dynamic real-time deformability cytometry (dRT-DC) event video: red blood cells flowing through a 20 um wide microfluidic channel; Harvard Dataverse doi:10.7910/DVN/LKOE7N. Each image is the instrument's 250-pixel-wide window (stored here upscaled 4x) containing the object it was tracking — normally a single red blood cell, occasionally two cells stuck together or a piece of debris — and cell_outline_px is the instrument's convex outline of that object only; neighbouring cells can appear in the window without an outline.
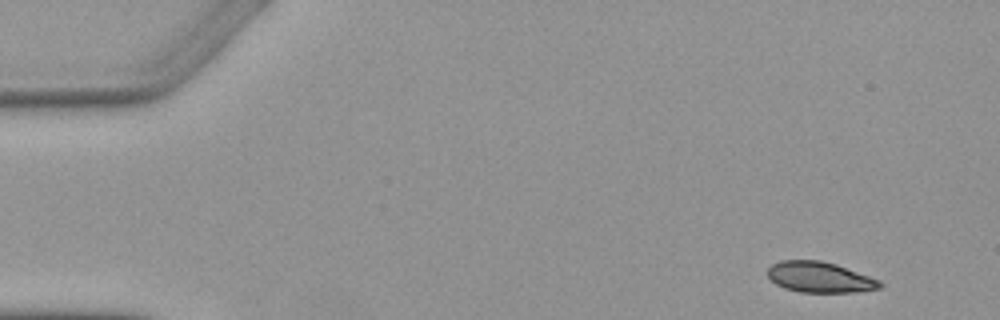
{"species": "Egyptian fruit bat (a non-hibernating species)", "species_latin": "Rousettus aegyptiacus", "temperature_condition": "warm", "stored_images_in_passage": 6, "camera_frame_rate_fps": 3000, "um_per_image_px": 0.085, "animal": {"sex": "female"}, "frame": {"image": 1, "passage_image": 1, "time_ms": 0.0, "image_size_px": [1000, 320], "cell_outline_px": [[884, 284], [880, 288], [852, 292], [800, 292], [784, 288], [776, 284], [768, 276], [768, 268], [772, 264], [780, 260], [820, 260], [836, 264], [880, 280]], "centroid_in_image_um": [69.67, 23.56], "position_along_channel_um": 15.3, "area_um2": 20.0}}
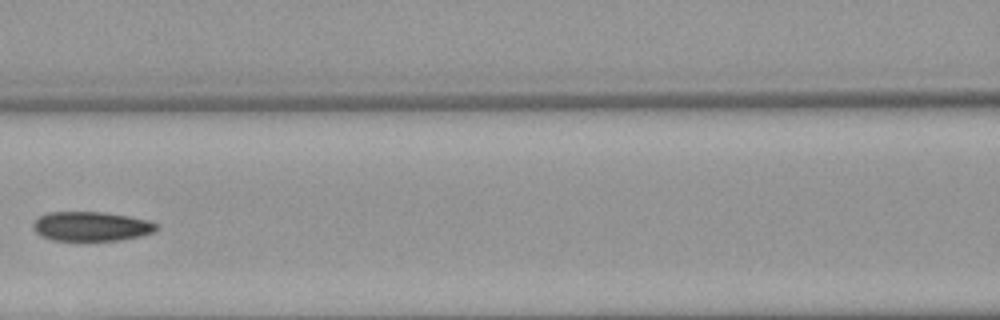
{"frame": {"image": 2, "passage_image": 5, "time_ms": 6.667, "image_size_px": [1000, 320], "cell_outline_px": [[160, 228], [152, 232], [140, 236], [120, 240], [52, 240], [40, 236], [32, 228], [32, 224], [40, 216], [48, 212], [104, 212], [128, 216], [148, 220], [160, 224]], "centroid_in_image_um": [7.77, 19.24], "position_along_channel_um": 158.8, "area_um2": 21.21}}
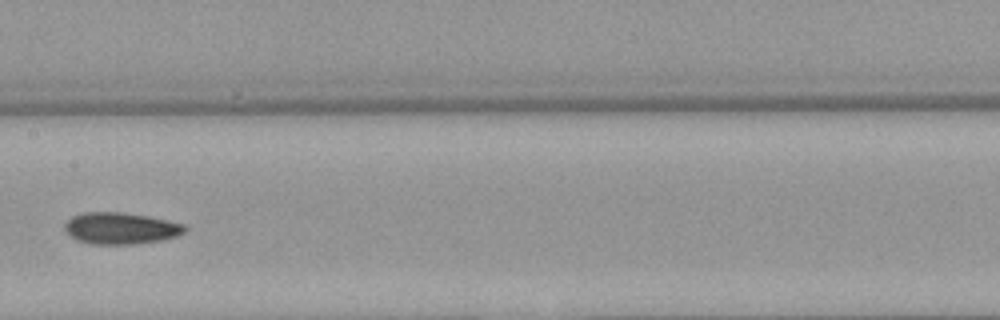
{"frame": {"image": 3, "passage_image": 6, "time_ms": 7.667, "image_size_px": [1000, 320], "cell_outline_px": [[188, 228], [184, 232], [176, 236], [160, 240], [136, 244], [92, 244], [76, 240], [64, 232], [64, 224], [72, 216], [84, 212], [120, 212], [148, 216], [168, 220], [184, 224]], "centroid_in_image_um": [10.23, 19.4], "position_along_channel_um": 197.2, "area_um2": 22.25}}